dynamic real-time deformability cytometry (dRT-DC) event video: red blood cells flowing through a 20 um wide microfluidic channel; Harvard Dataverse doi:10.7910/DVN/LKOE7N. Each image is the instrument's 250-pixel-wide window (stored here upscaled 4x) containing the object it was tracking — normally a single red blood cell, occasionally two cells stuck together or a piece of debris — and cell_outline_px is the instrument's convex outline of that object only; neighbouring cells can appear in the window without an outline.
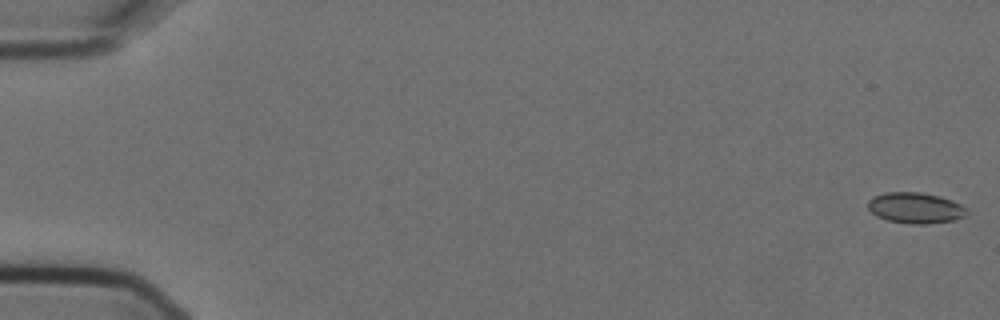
{"species": "Egyptian fruit bat (a non-hibernating species)", "species_latin": "Rousettus aegyptiacus", "temperature_condition": "cold", "stored_images_in_passage": 5, "camera_frame_rate_fps": 3000, "um_per_image_px": 0.085, "animal": {"sex": "female"}, "frame": {"image": 1, "passage_image": 1, "time_ms": 0.0, "image_size_px": [1000, 320], "cell_outline_px": [[968, 212], [964, 216], [956, 220], [928, 224], [908, 224], [888, 220], [876, 216], [868, 208], [868, 200], [872, 196], [884, 192], [920, 192], [940, 196], [952, 200], [968, 208]], "centroid_in_image_um": [77.82, 17.67], "position_along_channel_um": 7.2, "area_um2": 18.03}}
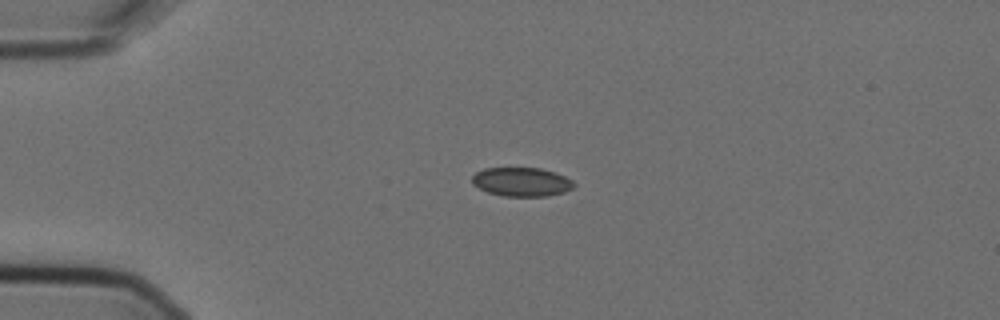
{"frame": {"image": 2, "passage_image": 3, "time_ms": 0.667, "image_size_px": [1000, 320], "cell_outline_px": [[576, 184], [572, 188], [564, 192], [548, 196], [504, 196], [488, 192], [472, 184], [472, 176], [476, 172], [484, 168], [540, 168], [556, 172], [572, 180]], "centroid_in_image_um": [44.34, 15.45], "position_along_channel_um": 40.7, "area_um2": 17.17}}
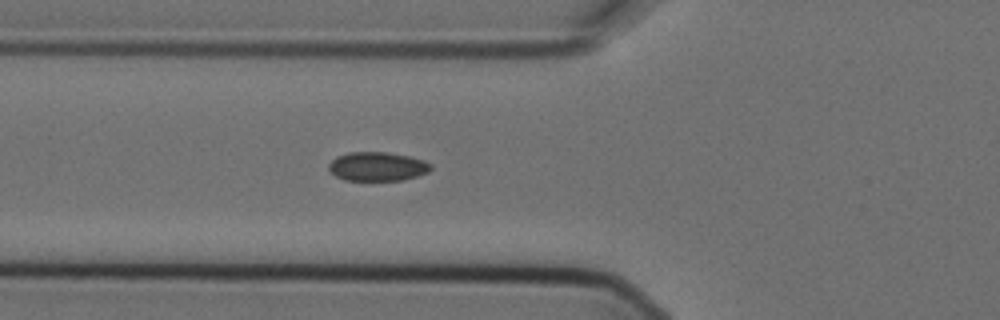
{"frame": {"image": 3, "passage_image": 5, "time_ms": 1.333, "image_size_px": [1000, 320], "cell_outline_px": [[432, 168], [428, 172], [404, 180], [344, 180], [328, 172], [328, 164], [336, 156], [348, 152], [388, 152], [408, 156], [424, 160], [432, 164]], "centroid_in_image_um": [32.05, 14.15], "position_along_channel_um": 93.7, "area_um2": 17.4}}